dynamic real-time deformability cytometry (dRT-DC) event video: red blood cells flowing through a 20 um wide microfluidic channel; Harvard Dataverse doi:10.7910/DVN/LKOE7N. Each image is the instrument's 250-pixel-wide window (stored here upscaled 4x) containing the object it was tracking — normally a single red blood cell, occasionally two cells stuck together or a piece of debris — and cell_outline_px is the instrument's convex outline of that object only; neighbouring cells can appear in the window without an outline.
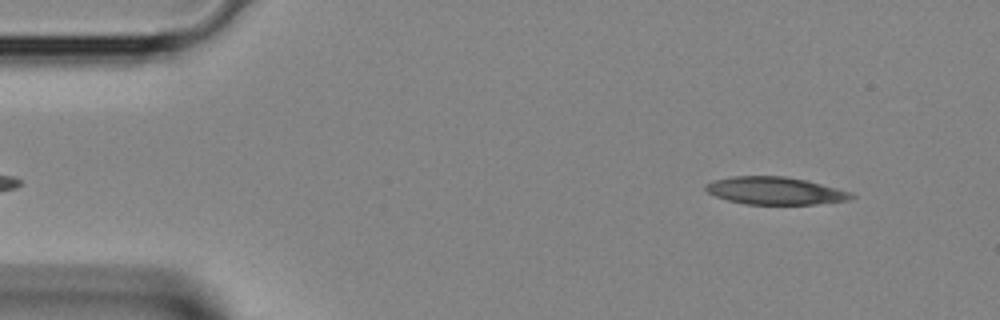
{"species": "Egyptian fruit bat (a non-hibernating species)", "species_latin": "Rousettus aegyptiacus", "temperature_condition": "room temperature", "stored_images_in_passage": 4, "segment_of_instrument_passage": [2, 2], "camera_frame_rate_fps": 3000, "um_per_image_px": 0.085, "animal": {"sex": "female"}, "frame": {"image": 1, "passage_image": 4, "time_ms": 1.0, "image_size_px": [1000, 320], "cell_outline_px": [[856, 196], [848, 200], [816, 204], [744, 204], [728, 200], [716, 196], [708, 192], [704, 188], [704, 184], [712, 180], [732, 176], [784, 176], [804, 180], [852, 192]], "centroid_in_image_um": [65.84, 16.21], "position_along_channel_um": 19.2, "area_um2": 23.29}}